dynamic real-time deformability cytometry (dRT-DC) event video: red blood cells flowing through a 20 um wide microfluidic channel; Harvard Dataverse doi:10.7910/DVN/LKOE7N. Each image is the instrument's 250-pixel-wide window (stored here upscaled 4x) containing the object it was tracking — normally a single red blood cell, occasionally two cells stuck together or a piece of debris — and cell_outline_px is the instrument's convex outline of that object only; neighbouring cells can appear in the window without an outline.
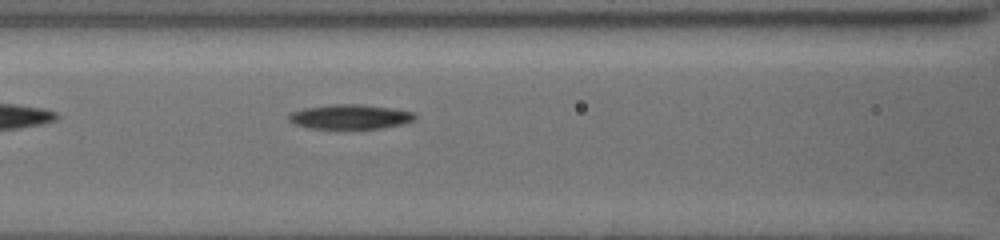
{"species": "common noctule bat (a hibernating species)", "species_latin": "Nyctalus noctula", "temperature_condition": "cold", "stored_images_in_passage": 4, "camera_frame_rate_fps": 3000, "um_per_image_px": 0.085, "animal": {"sex": "female", "body_mass_g": 19.5, "forearm_length_mm": 54.1}, "frame": {"image": 1, "passage_image": 4, "time_ms": 2.667, "image_size_px": [1000, 240], "cell_outline_px": [[416, 116], [412, 120], [400, 124], [384, 128], [308, 128], [296, 124], [288, 120], [288, 112], [304, 108], [332, 104], [360, 104], [392, 108], [412, 112]], "centroid_in_image_um": [29.7, 9.91], "position_along_channel_um": 136.9, "area_um2": 17.92}}